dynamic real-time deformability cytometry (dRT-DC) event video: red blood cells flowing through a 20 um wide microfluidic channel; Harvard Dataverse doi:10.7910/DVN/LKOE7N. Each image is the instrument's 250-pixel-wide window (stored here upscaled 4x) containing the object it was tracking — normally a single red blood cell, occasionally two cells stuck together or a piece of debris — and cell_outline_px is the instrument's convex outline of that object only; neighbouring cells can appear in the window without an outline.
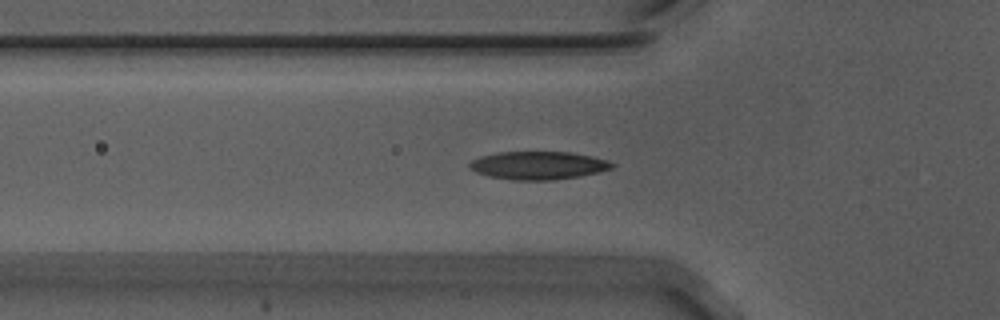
{"species": "Egyptian fruit bat (a non-hibernating species)", "species_latin": "Rousettus aegyptiacus", "temperature_condition": "warm", "stored_images_in_passage": 53, "segment_of_instrument_passage": [1, 2], "camera_frame_rate_fps": 3000, "um_per_image_px": 0.085, "animal": {"sex": "male"}, "frame": {"image": 1, "passage_image": 15, "time_ms": 4.667, "image_size_px": [1000, 320], "cell_outline_px": [[616, 164], [612, 168], [580, 176], [552, 180], [512, 180], [488, 176], [476, 172], [468, 168], [468, 164], [472, 160], [480, 156], [500, 152], [568, 152], [592, 156], [608, 160]], "centroid_in_image_um": [45.73, 14.06], "position_along_channel_um": 80.1, "area_um2": 23.29}}
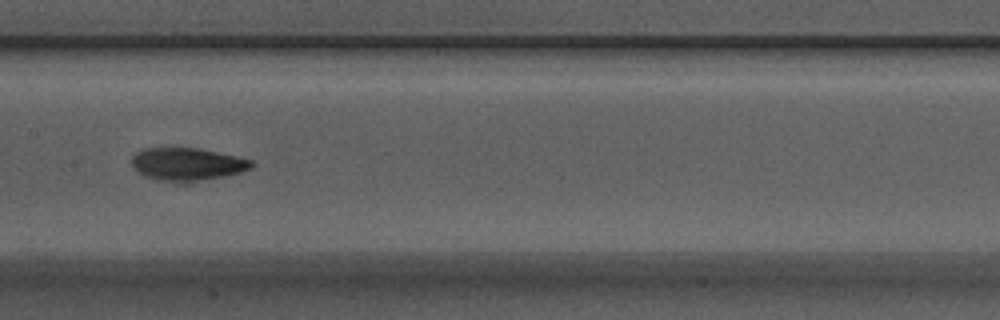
{"frame": {"image": 2, "passage_image": 24, "time_ms": 7.667, "image_size_px": [1000, 320], "cell_outline_px": [[256, 164], [252, 168], [240, 172], [220, 176], [196, 180], [160, 180], [144, 176], [132, 168], [132, 156], [136, 152], [144, 148], [196, 148], [240, 156], [252, 160]], "centroid_in_image_um": [15.92, 13.91], "position_along_channel_um": 191.5, "area_um2": 22.43}}
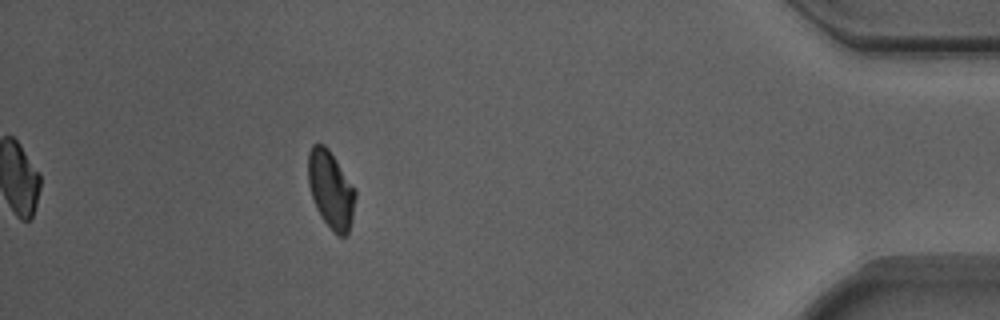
{"frame": {"image": 3, "passage_image": 46, "time_ms": 15.0, "image_size_px": [1000, 320], "cell_outline_px": [[356, 196], [352, 220], [348, 232], [344, 236], [340, 236], [332, 232], [320, 216], [316, 208], [308, 184], [308, 152], [312, 144], [324, 144], [328, 148], [336, 160], [356, 192]], "centroid_in_image_um": [28.1, 16.13], "position_along_channel_um": 407.1, "area_um2": 21.21}}